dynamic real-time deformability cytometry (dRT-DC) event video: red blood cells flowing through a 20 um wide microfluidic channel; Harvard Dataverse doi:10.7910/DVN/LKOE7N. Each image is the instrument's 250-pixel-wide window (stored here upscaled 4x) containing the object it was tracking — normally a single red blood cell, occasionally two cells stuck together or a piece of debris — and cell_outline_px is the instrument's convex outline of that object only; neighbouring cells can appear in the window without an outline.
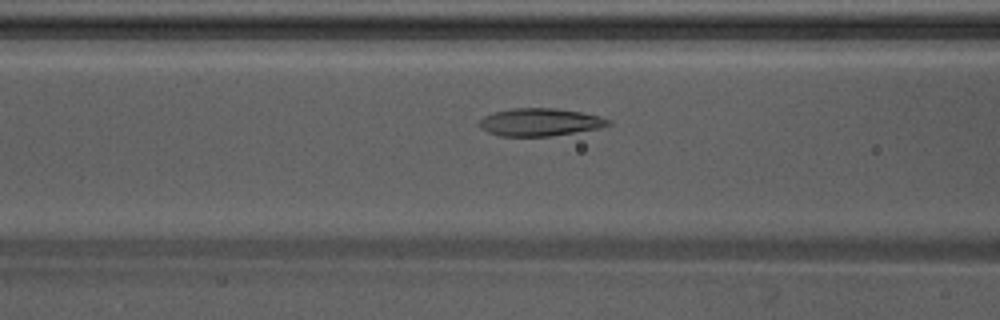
{"species": "Egyptian fruit bat (a non-hibernating species)", "species_latin": "Rousettus aegyptiacus", "temperature_condition": "warm", "stored_images_in_passage": 7, "camera_frame_rate_fps": 3000, "um_per_image_px": 0.085, "animal": {"sex": "male"}, "frame": {"image": 1, "passage_image": 5, "time_ms": 1.333, "image_size_px": [1000, 320], "cell_outline_px": [[612, 124], [600, 128], [548, 136], [500, 136], [488, 132], [480, 128], [480, 120], [484, 116], [496, 112], [512, 108], [556, 108], [580, 112], [600, 116], [612, 120]], "centroid_in_image_um": [45.92, 10.38], "position_along_channel_um": 120.7, "area_um2": 20.69}}